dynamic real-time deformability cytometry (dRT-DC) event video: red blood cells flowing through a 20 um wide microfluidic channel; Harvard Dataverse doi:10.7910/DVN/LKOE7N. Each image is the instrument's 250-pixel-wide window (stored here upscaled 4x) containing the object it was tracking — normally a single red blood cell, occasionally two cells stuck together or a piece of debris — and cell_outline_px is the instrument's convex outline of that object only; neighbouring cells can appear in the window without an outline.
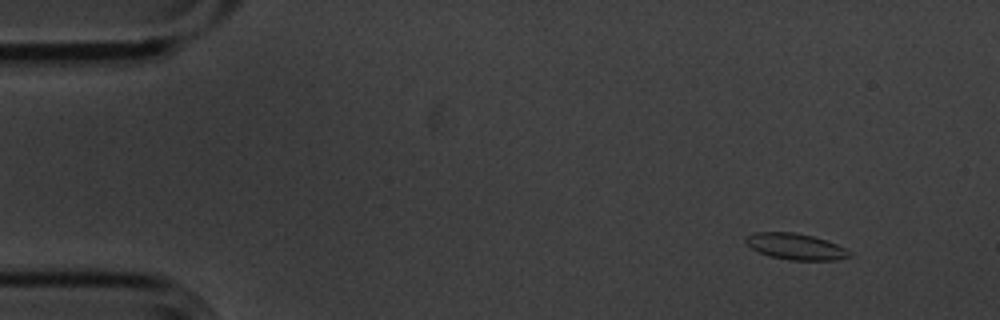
{"species": "common noctule bat (a hibernating species)", "species_latin": "Nyctalus noctula", "temperature_condition": "cold", "stored_images_in_passage": 5, "camera_frame_rate_fps": 3000, "um_per_image_px": 0.085, "animal": {"sex": "male", "body_mass_g": 20.1, "forearm_length_mm": 53.5}, "frame": {"image": 1, "passage_image": 1, "time_ms": 0.0, "image_size_px": [1000, 320], "cell_outline_px": [[852, 256], [836, 260], [788, 260], [772, 256], [760, 252], [752, 248], [744, 240], [744, 236], [756, 232], [796, 232], [812, 236], [848, 248], [852, 252]], "centroid_in_image_um": [67.66, 20.95], "position_along_channel_um": 17.3, "area_um2": 15.84}}
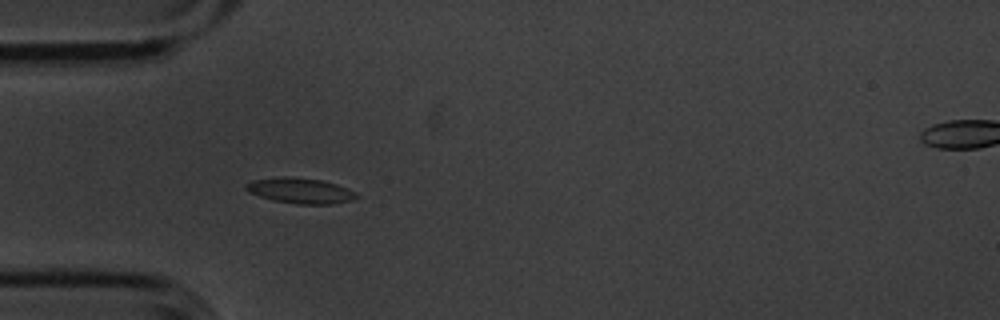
{"frame": {"image": 2, "passage_image": 4, "time_ms": 1.0, "image_size_px": [1000, 320], "cell_outline_px": [[360, 196], [352, 200], [332, 204], [296, 204], [272, 200], [248, 192], [244, 188], [244, 184], [252, 180], [284, 176], [288, 176], [320, 180], [336, 184], [348, 188], [356, 192]], "centroid_in_image_um": [25.52, 16.21], "position_along_channel_um": 59.5, "area_um2": 16.53}}